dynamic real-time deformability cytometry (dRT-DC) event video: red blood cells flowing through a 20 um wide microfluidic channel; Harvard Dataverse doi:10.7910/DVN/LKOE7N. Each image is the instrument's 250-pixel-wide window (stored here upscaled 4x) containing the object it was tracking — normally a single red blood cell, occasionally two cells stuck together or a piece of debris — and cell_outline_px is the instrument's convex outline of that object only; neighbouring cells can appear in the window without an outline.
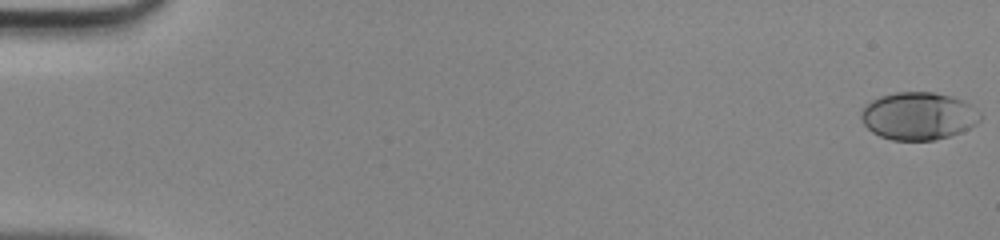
{"species": "human", "species_latin": "Homo sapiens", "temperature_condition": "room temperature", "stored_images_in_passage": 49, "camera_frame_rate_fps": 3000, "um_per_image_px": 0.085, "donor": {"sex": "male"}, "frame": {"image": 1, "passage_image": 1, "time_ms": 0.0, "image_size_px": [1000, 240], "cell_outline_px": [[984, 116], [976, 124], [960, 132], [948, 136], [932, 140], [892, 140], [880, 136], [872, 132], [864, 124], [860, 116], [860, 112], [872, 100], [880, 96], [896, 92], [932, 92], [952, 96], [964, 100], [972, 104]], "centroid_in_image_um": [78.1, 9.85], "position_along_channel_um": 6.9, "area_um2": 33.18}}
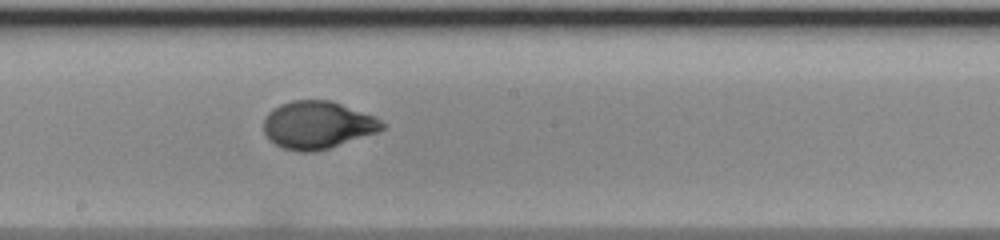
{"frame": {"image": 2, "passage_image": 28, "time_ms": 9.0, "image_size_px": [1000, 240], "cell_outline_px": [[384, 128], [376, 132], [316, 152], [300, 152], [284, 148], [268, 140], [264, 132], [264, 116], [272, 108], [280, 104], [292, 100], [332, 100], [376, 116], [384, 124]], "centroid_in_image_um": [26.96, 10.61], "position_along_channel_um": 221.2, "area_um2": 32.95}}
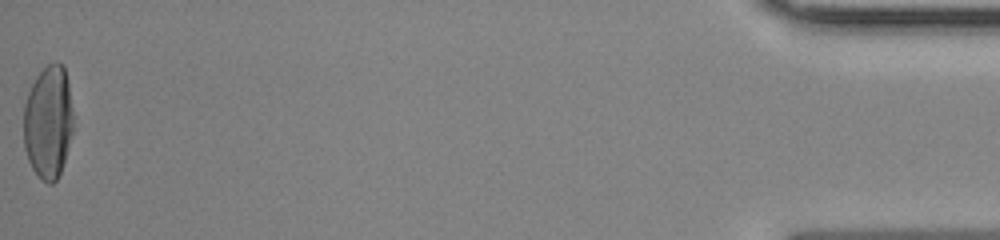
{"frame": {"image": 3, "passage_image": 49, "time_ms": 16.0, "image_size_px": [1000, 240], "cell_outline_px": [[72, 132], [64, 160], [60, 172], [56, 180], [52, 184], [48, 184], [32, 168], [28, 160], [24, 148], [24, 104], [28, 92], [36, 76], [48, 64], [56, 60], [64, 64], [68, 84], [72, 112]], "centroid_in_image_um": [4.09, 10.34], "position_along_channel_um": 431.1, "area_um2": 32.54}}